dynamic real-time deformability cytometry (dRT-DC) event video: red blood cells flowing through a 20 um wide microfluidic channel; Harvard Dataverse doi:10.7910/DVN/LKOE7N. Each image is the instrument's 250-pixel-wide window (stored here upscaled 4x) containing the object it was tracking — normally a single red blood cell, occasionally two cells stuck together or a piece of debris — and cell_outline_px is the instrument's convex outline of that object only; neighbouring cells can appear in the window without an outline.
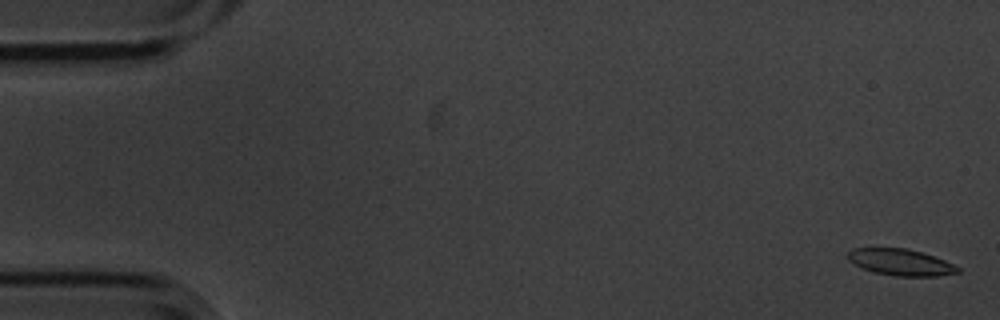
{"species": "common noctule bat (a hibernating species)", "species_latin": "Nyctalus noctula", "temperature_condition": "cold", "stored_images_in_passage": 5, "camera_frame_rate_fps": 3000, "um_per_image_px": 0.085, "animal": {"sex": "male", "body_mass_g": 20.1, "forearm_length_mm": 53.5}, "frame": {"image": 1, "passage_image": 1, "time_ms": 0.0, "image_size_px": [1000, 320], "cell_outline_px": [[960, 272], [936, 276], [896, 276], [872, 272], [848, 260], [848, 252], [852, 248], [908, 248], [944, 260], [960, 268]], "centroid_in_image_um": [76.54, 22.29], "position_along_channel_um": 8.5, "area_um2": 16.76}}
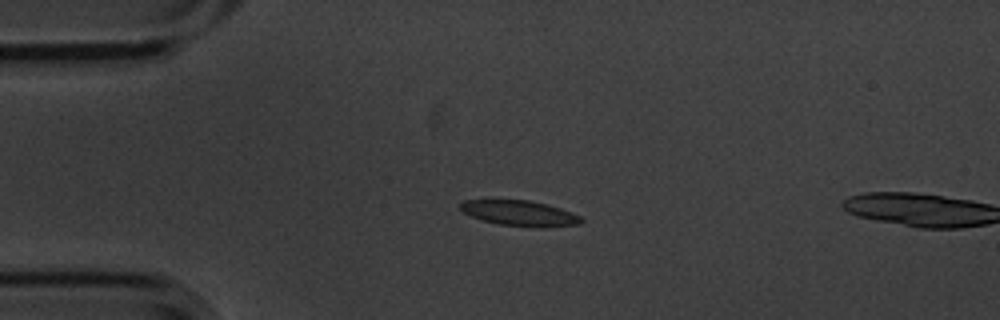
{"frame": {"image": 2, "passage_image": 4, "time_ms": 1.0, "image_size_px": [1000, 320], "cell_outline_px": [[584, 220], [580, 224], [540, 228], [500, 224], [484, 220], [472, 216], [464, 212], [460, 208], [460, 204], [464, 200], [528, 200], [560, 208], [572, 212], [580, 216]], "centroid_in_image_um": [44.22, 18.13], "position_along_channel_um": 40.8, "area_um2": 17.69}}